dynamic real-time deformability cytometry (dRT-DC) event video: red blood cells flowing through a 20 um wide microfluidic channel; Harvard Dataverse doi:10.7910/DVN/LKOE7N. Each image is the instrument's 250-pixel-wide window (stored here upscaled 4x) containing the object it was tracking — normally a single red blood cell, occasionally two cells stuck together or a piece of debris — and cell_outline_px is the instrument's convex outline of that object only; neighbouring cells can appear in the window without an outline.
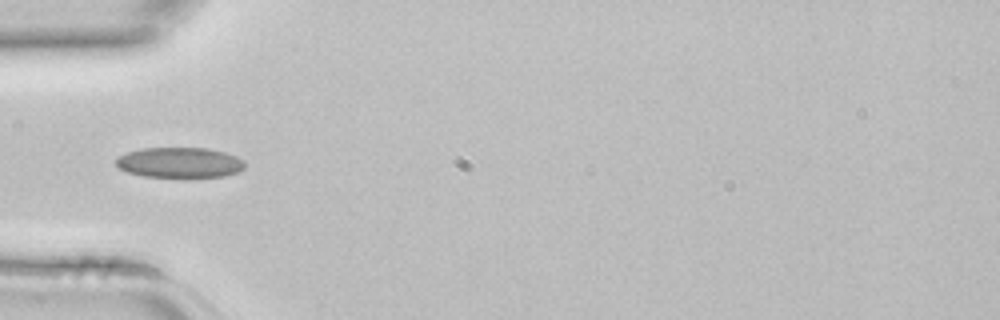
{"species": "common noctule bat (a hibernating species)", "species_latin": "Nyctalus noctula", "temperature_condition": "room temperature", "stored_images_in_passage": 3, "camera_frame_rate_fps": 3000, "um_per_image_px": 0.085, "animal": {"sex": "female", "body_mass_g": 22.7, "forearm_length_mm": 54.2}, "frame": {"image": 1, "passage_image": 3, "time_ms": 0.667, "image_size_px": [1000, 320], "cell_outline_px": [[244, 168], [240, 172], [224, 176], [184, 180], [144, 176], [128, 172], [120, 168], [116, 164], [116, 156], [140, 148], [208, 148], [224, 152], [236, 156], [244, 160]], "centroid_in_image_um": [15.29, 13.86], "position_along_channel_um": 69.7, "area_um2": 23.76}}